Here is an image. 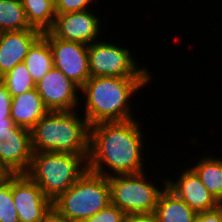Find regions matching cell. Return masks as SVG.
I'll list each match as a JSON object with an SVG mask.
<instances>
[{"label": "cell", "mask_w": 222, "mask_h": 222, "mask_svg": "<svg viewBox=\"0 0 222 222\" xmlns=\"http://www.w3.org/2000/svg\"><path fill=\"white\" fill-rule=\"evenodd\" d=\"M48 112L36 88L12 97L10 117L16 126L31 130Z\"/></svg>", "instance_id": "9a60e30c"}, {"label": "cell", "mask_w": 222, "mask_h": 222, "mask_svg": "<svg viewBox=\"0 0 222 222\" xmlns=\"http://www.w3.org/2000/svg\"><path fill=\"white\" fill-rule=\"evenodd\" d=\"M164 190L161 192L154 214L158 222H194L197 212L167 187L164 178Z\"/></svg>", "instance_id": "2e32d148"}, {"label": "cell", "mask_w": 222, "mask_h": 222, "mask_svg": "<svg viewBox=\"0 0 222 222\" xmlns=\"http://www.w3.org/2000/svg\"><path fill=\"white\" fill-rule=\"evenodd\" d=\"M24 63L35 84L54 67L49 42L42 35L29 48Z\"/></svg>", "instance_id": "e0dca14e"}, {"label": "cell", "mask_w": 222, "mask_h": 222, "mask_svg": "<svg viewBox=\"0 0 222 222\" xmlns=\"http://www.w3.org/2000/svg\"><path fill=\"white\" fill-rule=\"evenodd\" d=\"M130 49L104 40L88 45L90 77H151V72L136 63Z\"/></svg>", "instance_id": "52a82bcc"}, {"label": "cell", "mask_w": 222, "mask_h": 222, "mask_svg": "<svg viewBox=\"0 0 222 222\" xmlns=\"http://www.w3.org/2000/svg\"><path fill=\"white\" fill-rule=\"evenodd\" d=\"M191 166L202 184L222 204V158L201 157L198 164Z\"/></svg>", "instance_id": "ac0fdd59"}, {"label": "cell", "mask_w": 222, "mask_h": 222, "mask_svg": "<svg viewBox=\"0 0 222 222\" xmlns=\"http://www.w3.org/2000/svg\"><path fill=\"white\" fill-rule=\"evenodd\" d=\"M32 28L21 0H0V32Z\"/></svg>", "instance_id": "ffe728a7"}, {"label": "cell", "mask_w": 222, "mask_h": 222, "mask_svg": "<svg viewBox=\"0 0 222 222\" xmlns=\"http://www.w3.org/2000/svg\"><path fill=\"white\" fill-rule=\"evenodd\" d=\"M76 111H49L42 117L30 130L33 152L89 154L90 125Z\"/></svg>", "instance_id": "3957f363"}, {"label": "cell", "mask_w": 222, "mask_h": 222, "mask_svg": "<svg viewBox=\"0 0 222 222\" xmlns=\"http://www.w3.org/2000/svg\"><path fill=\"white\" fill-rule=\"evenodd\" d=\"M4 176V173L0 170V178Z\"/></svg>", "instance_id": "f1b7e54d"}, {"label": "cell", "mask_w": 222, "mask_h": 222, "mask_svg": "<svg viewBox=\"0 0 222 222\" xmlns=\"http://www.w3.org/2000/svg\"><path fill=\"white\" fill-rule=\"evenodd\" d=\"M29 25L41 33L48 32L55 20L54 0H21Z\"/></svg>", "instance_id": "d6986e66"}, {"label": "cell", "mask_w": 222, "mask_h": 222, "mask_svg": "<svg viewBox=\"0 0 222 222\" xmlns=\"http://www.w3.org/2000/svg\"><path fill=\"white\" fill-rule=\"evenodd\" d=\"M93 1L96 0H54L55 13L64 14L85 11L89 9Z\"/></svg>", "instance_id": "cb8c5ba5"}, {"label": "cell", "mask_w": 222, "mask_h": 222, "mask_svg": "<svg viewBox=\"0 0 222 222\" xmlns=\"http://www.w3.org/2000/svg\"><path fill=\"white\" fill-rule=\"evenodd\" d=\"M125 213L110 203L84 222H123Z\"/></svg>", "instance_id": "603a6c76"}, {"label": "cell", "mask_w": 222, "mask_h": 222, "mask_svg": "<svg viewBox=\"0 0 222 222\" xmlns=\"http://www.w3.org/2000/svg\"><path fill=\"white\" fill-rule=\"evenodd\" d=\"M90 11L91 9L56 14L49 32L60 40L80 42L86 45L99 41L96 38L100 36L101 20Z\"/></svg>", "instance_id": "7c38bea8"}, {"label": "cell", "mask_w": 222, "mask_h": 222, "mask_svg": "<svg viewBox=\"0 0 222 222\" xmlns=\"http://www.w3.org/2000/svg\"><path fill=\"white\" fill-rule=\"evenodd\" d=\"M0 222H20L12 196L11 174L0 178Z\"/></svg>", "instance_id": "7402d4cb"}, {"label": "cell", "mask_w": 222, "mask_h": 222, "mask_svg": "<svg viewBox=\"0 0 222 222\" xmlns=\"http://www.w3.org/2000/svg\"><path fill=\"white\" fill-rule=\"evenodd\" d=\"M42 36L49 42L54 68L61 70L81 88L90 78L88 45L60 40L49 31L42 33Z\"/></svg>", "instance_id": "9c48e42d"}, {"label": "cell", "mask_w": 222, "mask_h": 222, "mask_svg": "<svg viewBox=\"0 0 222 222\" xmlns=\"http://www.w3.org/2000/svg\"><path fill=\"white\" fill-rule=\"evenodd\" d=\"M111 203L108 177L87 171L54 202L71 222H84Z\"/></svg>", "instance_id": "5b68a950"}, {"label": "cell", "mask_w": 222, "mask_h": 222, "mask_svg": "<svg viewBox=\"0 0 222 222\" xmlns=\"http://www.w3.org/2000/svg\"><path fill=\"white\" fill-rule=\"evenodd\" d=\"M119 174L108 177L111 203L125 214L154 213L159 196L164 189L154 186L144 175Z\"/></svg>", "instance_id": "8992f818"}, {"label": "cell", "mask_w": 222, "mask_h": 222, "mask_svg": "<svg viewBox=\"0 0 222 222\" xmlns=\"http://www.w3.org/2000/svg\"><path fill=\"white\" fill-rule=\"evenodd\" d=\"M12 96L5 85L0 81V125L14 123L10 117Z\"/></svg>", "instance_id": "d4e9b609"}, {"label": "cell", "mask_w": 222, "mask_h": 222, "mask_svg": "<svg viewBox=\"0 0 222 222\" xmlns=\"http://www.w3.org/2000/svg\"><path fill=\"white\" fill-rule=\"evenodd\" d=\"M194 222H222V205L211 211L197 213Z\"/></svg>", "instance_id": "484cf974"}, {"label": "cell", "mask_w": 222, "mask_h": 222, "mask_svg": "<svg viewBox=\"0 0 222 222\" xmlns=\"http://www.w3.org/2000/svg\"><path fill=\"white\" fill-rule=\"evenodd\" d=\"M35 88L49 111H74L81 103L78 99L81 88L54 67Z\"/></svg>", "instance_id": "8fae6325"}, {"label": "cell", "mask_w": 222, "mask_h": 222, "mask_svg": "<svg viewBox=\"0 0 222 222\" xmlns=\"http://www.w3.org/2000/svg\"><path fill=\"white\" fill-rule=\"evenodd\" d=\"M10 95L17 96L35 88V83L24 62L17 64L13 69L0 77Z\"/></svg>", "instance_id": "44dd1931"}, {"label": "cell", "mask_w": 222, "mask_h": 222, "mask_svg": "<svg viewBox=\"0 0 222 222\" xmlns=\"http://www.w3.org/2000/svg\"><path fill=\"white\" fill-rule=\"evenodd\" d=\"M33 156L31 131L15 123L0 125V170L25 174Z\"/></svg>", "instance_id": "ba28073f"}, {"label": "cell", "mask_w": 222, "mask_h": 222, "mask_svg": "<svg viewBox=\"0 0 222 222\" xmlns=\"http://www.w3.org/2000/svg\"><path fill=\"white\" fill-rule=\"evenodd\" d=\"M123 222H158L154 213H127Z\"/></svg>", "instance_id": "4316f807"}, {"label": "cell", "mask_w": 222, "mask_h": 222, "mask_svg": "<svg viewBox=\"0 0 222 222\" xmlns=\"http://www.w3.org/2000/svg\"><path fill=\"white\" fill-rule=\"evenodd\" d=\"M177 181L167 179V187L183 200L191 209L199 212L211 211L222 205L202 184L197 174L186 168Z\"/></svg>", "instance_id": "4fadbf2b"}, {"label": "cell", "mask_w": 222, "mask_h": 222, "mask_svg": "<svg viewBox=\"0 0 222 222\" xmlns=\"http://www.w3.org/2000/svg\"><path fill=\"white\" fill-rule=\"evenodd\" d=\"M41 35L37 29L0 32V77L24 62L29 48Z\"/></svg>", "instance_id": "5bb4252c"}, {"label": "cell", "mask_w": 222, "mask_h": 222, "mask_svg": "<svg viewBox=\"0 0 222 222\" xmlns=\"http://www.w3.org/2000/svg\"><path fill=\"white\" fill-rule=\"evenodd\" d=\"M11 189L20 222H41L53 206L26 174H11Z\"/></svg>", "instance_id": "30bf717a"}, {"label": "cell", "mask_w": 222, "mask_h": 222, "mask_svg": "<svg viewBox=\"0 0 222 222\" xmlns=\"http://www.w3.org/2000/svg\"><path fill=\"white\" fill-rule=\"evenodd\" d=\"M142 140L141 126L135 119L90 126L88 170L105 177L145 171Z\"/></svg>", "instance_id": "6da1fadb"}, {"label": "cell", "mask_w": 222, "mask_h": 222, "mask_svg": "<svg viewBox=\"0 0 222 222\" xmlns=\"http://www.w3.org/2000/svg\"><path fill=\"white\" fill-rule=\"evenodd\" d=\"M41 222H71L63 216L56 208H52L46 213Z\"/></svg>", "instance_id": "83f0119b"}, {"label": "cell", "mask_w": 222, "mask_h": 222, "mask_svg": "<svg viewBox=\"0 0 222 222\" xmlns=\"http://www.w3.org/2000/svg\"><path fill=\"white\" fill-rule=\"evenodd\" d=\"M151 81V77H90L80 90L86 97L82 112L88 124L134 119L129 99Z\"/></svg>", "instance_id": "7a4b0ae2"}, {"label": "cell", "mask_w": 222, "mask_h": 222, "mask_svg": "<svg viewBox=\"0 0 222 222\" xmlns=\"http://www.w3.org/2000/svg\"><path fill=\"white\" fill-rule=\"evenodd\" d=\"M87 157L88 154L33 152L25 174L54 202L87 171Z\"/></svg>", "instance_id": "277c9868"}]
</instances>
